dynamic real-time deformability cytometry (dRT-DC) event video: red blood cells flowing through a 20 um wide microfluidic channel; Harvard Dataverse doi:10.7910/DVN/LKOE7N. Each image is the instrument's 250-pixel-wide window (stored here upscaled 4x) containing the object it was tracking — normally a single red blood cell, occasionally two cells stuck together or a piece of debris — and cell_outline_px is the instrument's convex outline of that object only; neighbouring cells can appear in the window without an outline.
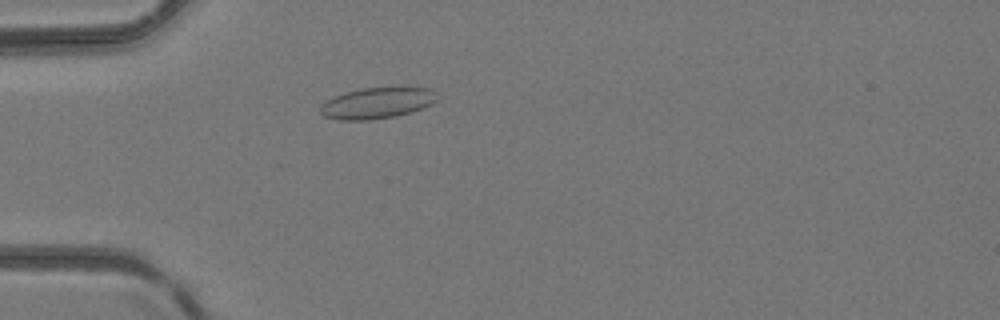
{"species": "common noctule bat (a hibernating species)", "species_latin": "Nyctalus noctula", "temperature_condition": "room temperature", "stored_images_in_passage": 43, "camera_frame_rate_fps": 3000, "um_per_image_px": 0.085, "animal": {"sex": "female", "body_mass_g": 24.6, "forearm_length_mm": 56.2}, "frame": {"image": 1, "passage_image": 10, "time_ms": 3.0, "image_size_px": [1000, 320], "cell_outline_px": [[436, 100], [432, 104], [412, 112], [396, 116], [368, 120], [340, 120], [324, 116], [320, 112], [320, 108], [328, 100], [344, 92], [360, 88], [400, 84], [432, 88]], "centroid_in_image_um": [32.12, 8.7], "position_along_channel_um": 52.9, "area_um2": 21.85}}
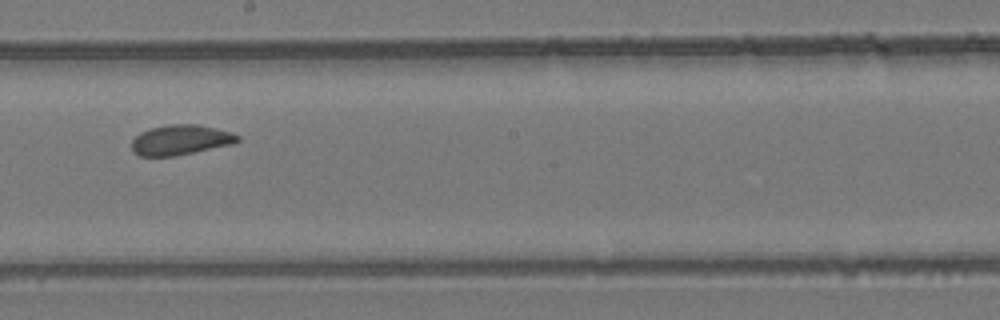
{"frame": {"image": 2, "passage_image": 23, "time_ms": 7.333, "image_size_px": [1000, 320], "cell_outline_px": [[240, 140], [232, 144], [176, 156], [140, 156], [132, 152], [132, 140], [140, 132], [152, 128], [168, 124], [196, 124], [216, 128], [232, 132], [240, 136]], "centroid_in_image_um": [15.35, 11.89], "position_along_channel_um": 232.9, "area_um2": 18.61}}
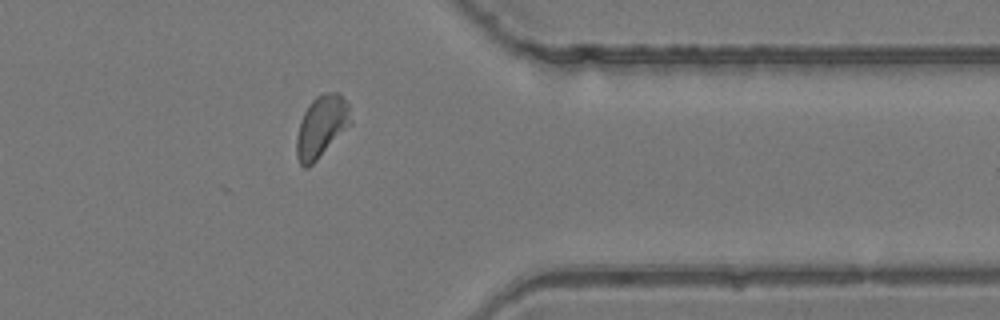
{"frame": {"image": 3, "passage_image": 34, "time_ms": 11.0, "image_size_px": [1000, 320], "cell_outline_px": [[352, 124], [308, 168], [304, 168], [300, 164], [296, 156], [296, 136], [300, 120], [308, 104], [316, 96], [324, 92], [340, 92], [348, 104], [352, 120]], "centroid_in_image_um": [27.32, 10.73], "position_along_channel_um": 384.1, "area_um2": 19.77}}